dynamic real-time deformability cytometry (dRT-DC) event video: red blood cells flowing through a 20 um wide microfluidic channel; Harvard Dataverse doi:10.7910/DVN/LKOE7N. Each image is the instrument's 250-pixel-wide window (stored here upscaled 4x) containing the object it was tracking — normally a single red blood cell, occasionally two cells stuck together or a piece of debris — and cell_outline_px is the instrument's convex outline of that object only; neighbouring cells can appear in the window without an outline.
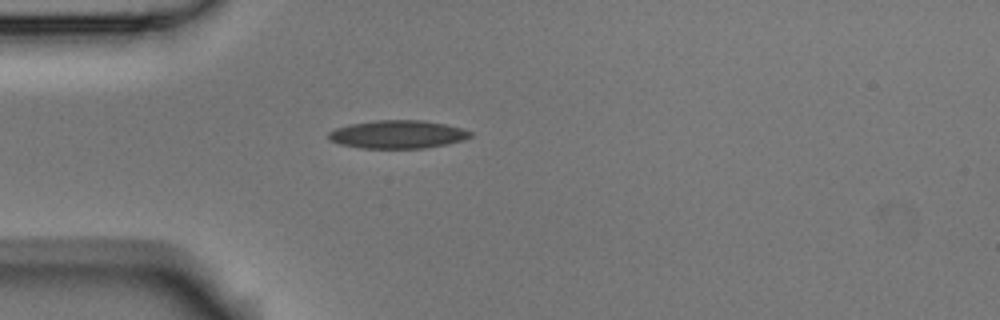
{"species": "Egyptian fruit bat (a non-hibernating species)", "species_latin": "Rousettus aegyptiacus", "temperature_condition": "room temperature", "stored_images_in_passage": 3, "camera_frame_rate_fps": 3000, "um_per_image_px": 0.085, "animal": {"sex": "male"}, "frame": {"image": 1, "passage_image": 3, "time_ms": 0.667, "image_size_px": [1000, 320], "cell_outline_px": [[472, 136], [464, 140], [448, 144], [424, 148], [360, 148], [340, 144], [328, 140], [328, 132], [336, 128], [348, 124], [376, 120], [424, 120], [444, 124], [460, 128], [472, 132]], "centroid_in_image_um": [33.78, 11.42], "position_along_channel_um": 51.2, "area_um2": 23.35}}